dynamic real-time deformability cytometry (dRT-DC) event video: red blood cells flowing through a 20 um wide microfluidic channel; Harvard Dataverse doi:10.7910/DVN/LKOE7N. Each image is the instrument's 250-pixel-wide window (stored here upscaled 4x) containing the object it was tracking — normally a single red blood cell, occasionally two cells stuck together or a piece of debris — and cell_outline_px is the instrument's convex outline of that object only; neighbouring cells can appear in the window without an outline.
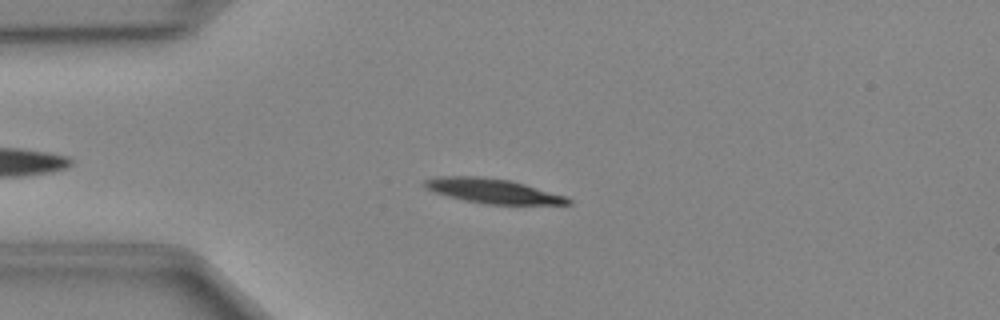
{"species": "Egyptian fruit bat (a non-hibernating species)", "species_latin": "Rousettus aegyptiacus", "temperature_condition": "cold", "stored_images_in_passage": 45, "camera_frame_rate_fps": 3000, "um_per_image_px": 0.085, "animal": {"sex": "female"}, "frame": {"image": 1, "passage_image": 8, "time_ms": 2.333, "image_size_px": [1000, 320], "cell_outline_px": [[572, 204], [488, 204], [464, 200], [448, 196], [436, 192], [428, 188], [424, 184], [424, 180], [436, 176], [480, 176], [512, 180], [564, 196], [572, 200]], "centroid_in_image_um": [41.88, 16.22], "position_along_channel_um": 43.1, "area_um2": 20.29}}
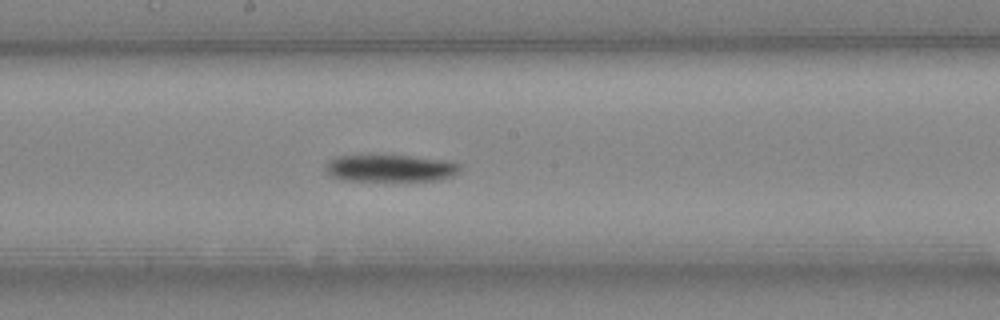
{"frame": {"image": 2, "passage_image": 22, "time_ms": 7.0, "image_size_px": [1000, 320], "cell_outline_px": [[460, 172], [452, 176], [440, 180], [344, 180], [332, 176], [324, 168], [328, 160], [336, 156], [408, 156], [448, 160], [460, 164]], "centroid_in_image_um": [33.21, 14.29], "position_along_channel_um": 215.0, "area_um2": 20.98}}
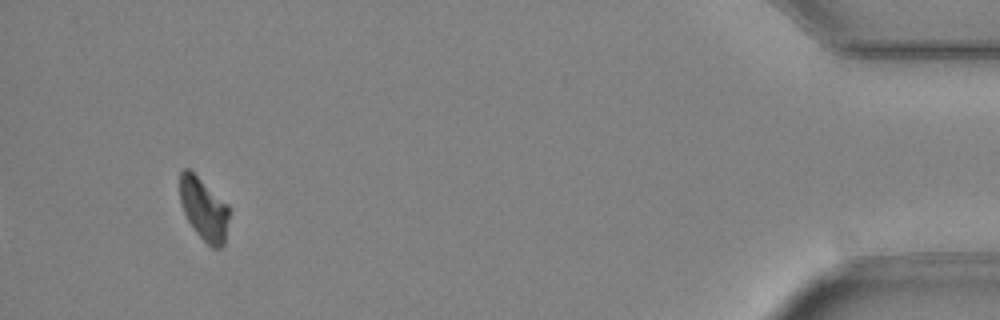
{"frame": {"image": 3, "passage_image": 42, "time_ms": 13.667, "image_size_px": [1000, 320], "cell_outline_px": [[228, 220], [224, 244], [220, 248], [212, 248], [196, 232], [188, 220], [184, 212], [180, 200], [180, 172], [184, 168], [188, 168], [228, 204]], "centroid_in_image_um": [17.32, 17.77], "position_along_channel_um": 417.9, "area_um2": 17.63}}